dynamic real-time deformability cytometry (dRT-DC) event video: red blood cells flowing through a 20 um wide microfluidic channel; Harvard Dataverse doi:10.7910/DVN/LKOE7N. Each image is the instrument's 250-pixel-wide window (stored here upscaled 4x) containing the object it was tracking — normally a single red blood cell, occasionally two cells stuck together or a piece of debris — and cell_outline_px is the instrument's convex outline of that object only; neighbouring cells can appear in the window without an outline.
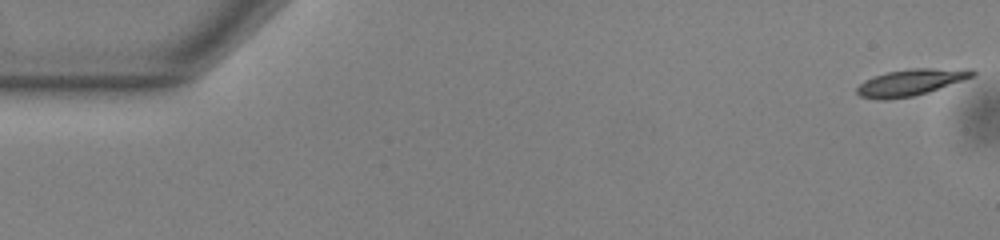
{"species": "common noctule bat (a hibernating species)", "species_latin": "Nyctalus noctula", "temperature_condition": "warm", "stored_images_in_passage": 54, "camera_frame_rate_fps": 3000, "um_per_image_px": 0.085, "animal": {"sex": "male", "body_mass_g": 13.0, "forearm_length_mm": 53.1}, "frame": {"image": 1, "passage_image": 1, "time_ms": 0.0, "image_size_px": [1000, 240], "cell_outline_px": [[976, 72], [972, 76], [928, 92], [912, 96], [888, 100], [876, 100], [860, 96], [856, 92], [856, 88], [864, 80], [872, 76], [888, 72], [912, 68], [972, 68]], "centroid_in_image_um": [77.37, 6.99], "position_along_channel_um": 7.6, "area_um2": 17.86}}
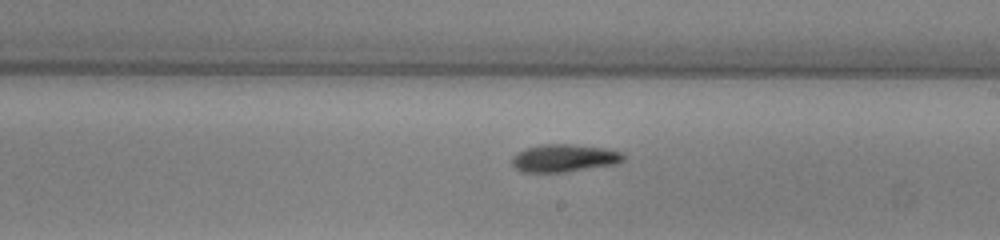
{"frame": {"image": 2, "passage_image": 31, "time_ms": 10.0, "image_size_px": [1000, 240], "cell_outline_px": [[624, 160], [616, 164], [564, 172], [524, 172], [516, 168], [512, 164], [512, 156], [516, 152], [524, 148], [544, 144], [572, 144], [604, 148], [624, 152]], "centroid_in_image_um": [47.95, 13.43], "position_along_channel_um": 241.1, "area_um2": 18.03}}
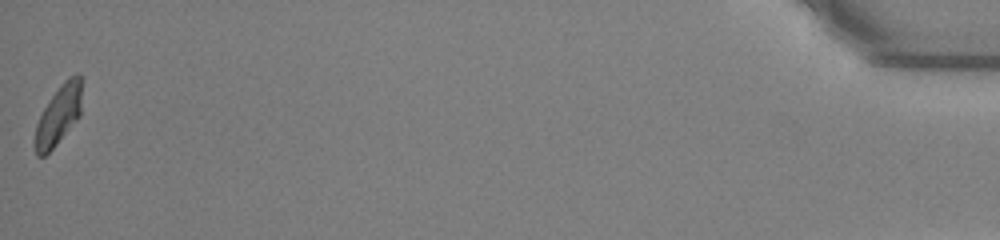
{"frame": {"image": 3, "passage_image": 54, "time_ms": 17.667, "image_size_px": [1000, 240], "cell_outline_px": [[84, 80], [80, 116], [56, 144], [44, 156], [36, 156], [36, 124], [44, 108], [60, 84], [68, 76], [76, 72], [80, 72]], "centroid_in_image_um": [5.06, 9.65], "position_along_channel_um": 430.1, "area_um2": 16.42}, "authors_computed_cell_mechanics": {"area_um2": 17.4556, "velocity_mm_per_s": 3.7983, "shape_relaxation_time_tau1_ms": 4.4544, "shape_relaxation_time_tau2_ms": 4.9891, "deformation_change_tau1": 0.1677, "deformation_change_tau2": 0.102}}